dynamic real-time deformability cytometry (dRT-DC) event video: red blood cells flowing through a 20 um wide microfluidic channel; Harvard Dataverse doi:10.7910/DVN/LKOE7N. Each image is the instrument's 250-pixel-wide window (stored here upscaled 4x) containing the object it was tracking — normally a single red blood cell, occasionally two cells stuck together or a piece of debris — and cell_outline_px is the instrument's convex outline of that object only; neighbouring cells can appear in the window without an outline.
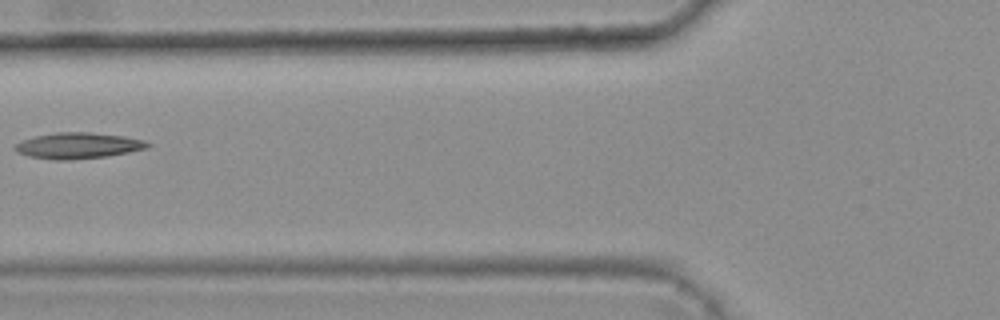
{"species": "common noctule bat (a hibernating species)", "species_latin": "Nyctalus noctula", "temperature_condition": "warm", "stored_images_in_passage": 6, "camera_frame_rate_fps": 3000, "um_per_image_px": 0.085, "animal": {"sex": "female", "body_mass_g": 25.1}, "frame": {"image": 1, "passage_image": 5, "time_ms": 1.333, "image_size_px": [1000, 320], "cell_outline_px": [[152, 144], [148, 148], [108, 156], [72, 160], [52, 160], [28, 156], [16, 152], [12, 148], [12, 144], [36, 136], [56, 132], [92, 132], [124, 136], [144, 140]], "centroid_in_image_um": [6.61, 12.38], "position_along_channel_um": 119.2, "area_um2": 20.35}}
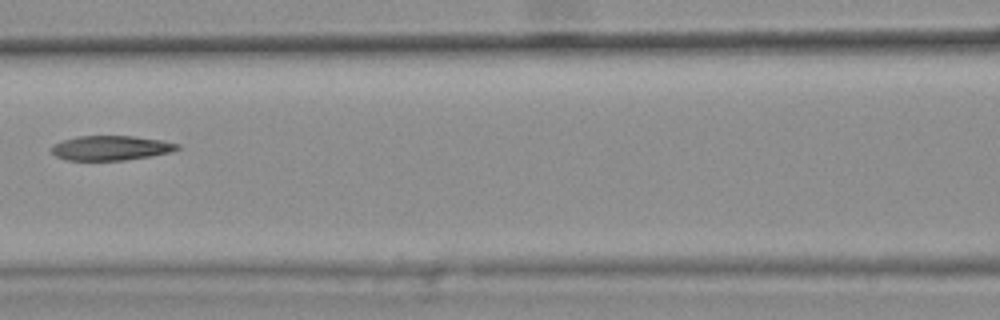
{"frame": {"image": 2, "passage_image": 6, "time_ms": 1.667, "image_size_px": [1000, 320], "cell_outline_px": [[180, 148], [168, 152], [148, 156], [124, 160], [68, 160], [56, 156], [48, 148], [52, 144], [76, 136], [132, 136], [160, 140], [180, 144]], "centroid_in_image_um": [9.36, 12.57], "position_along_channel_um": 157.2, "area_um2": 17.92}}